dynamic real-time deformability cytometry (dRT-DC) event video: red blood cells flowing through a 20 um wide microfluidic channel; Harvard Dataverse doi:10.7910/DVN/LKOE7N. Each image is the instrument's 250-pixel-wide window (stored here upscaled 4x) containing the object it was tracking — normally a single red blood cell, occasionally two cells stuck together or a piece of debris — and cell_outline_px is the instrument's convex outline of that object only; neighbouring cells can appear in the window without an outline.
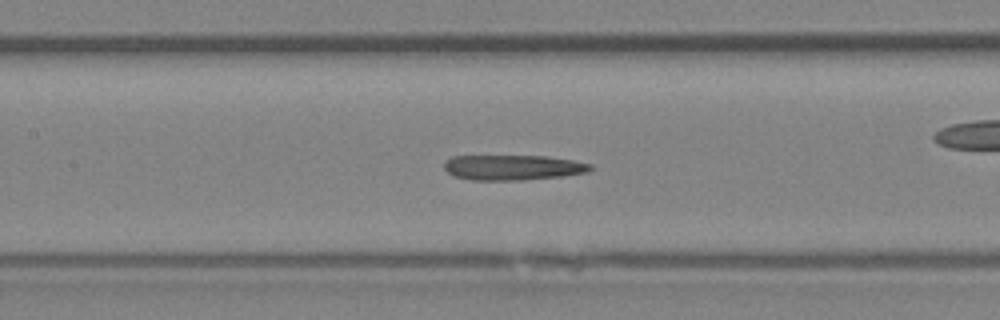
{"species": "Egyptian fruit bat (a non-hibernating species)", "species_latin": "Rousettus aegyptiacus", "temperature_condition": "room temperature", "stored_images_in_passage": 47, "camera_frame_rate_fps": 3000, "um_per_image_px": 0.085, "animal": {"sex": "female"}, "frame": {"image": 1, "passage_image": 21, "time_ms": 6.667, "image_size_px": [1000, 320], "cell_outline_px": [[592, 168], [588, 172], [560, 176], [520, 180], [472, 180], [456, 176], [448, 172], [444, 168], [444, 164], [452, 156], [544, 156], [572, 160], [592, 164]], "centroid_in_image_um": [43.6, 14.23], "position_along_channel_um": 163.8, "area_um2": 21.21}}